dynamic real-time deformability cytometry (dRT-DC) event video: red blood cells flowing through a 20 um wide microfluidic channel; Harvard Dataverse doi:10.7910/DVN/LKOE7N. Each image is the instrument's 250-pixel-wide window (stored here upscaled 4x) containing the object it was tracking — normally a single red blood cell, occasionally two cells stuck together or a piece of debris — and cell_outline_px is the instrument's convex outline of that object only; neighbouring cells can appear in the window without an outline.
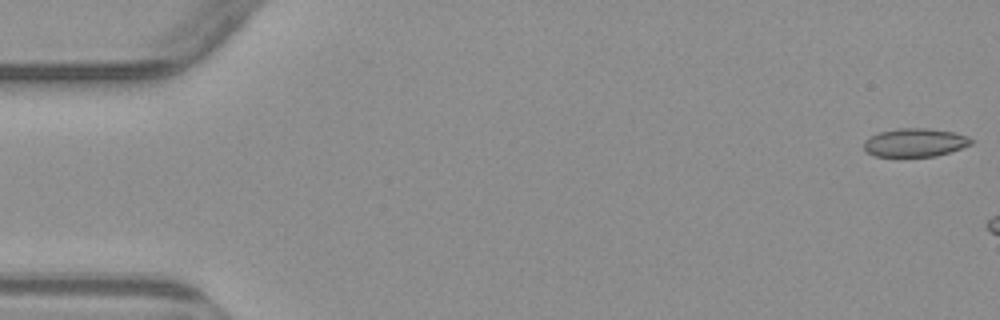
{"species": "common noctule bat (a hibernating species)", "species_latin": "Nyctalus noctula", "temperature_condition": "warm", "stored_images_in_passage": 4, "camera_frame_rate_fps": 3000, "um_per_image_px": 0.085, "animal": {"sex": "male", "body_mass_g": 23.1, "forearm_length_mm": 52.7}, "frame": {"image": 1, "passage_image": 1, "time_ms": 0.0, "image_size_px": [1000, 320], "cell_outline_px": [[976, 140], [972, 144], [936, 156], [876, 156], [868, 152], [864, 148], [864, 140], [880, 132], [900, 128], [928, 128], [952, 132], [968, 136]], "centroid_in_image_um": [77.81, 12.11], "position_along_channel_um": 7.2, "area_um2": 17.57}}